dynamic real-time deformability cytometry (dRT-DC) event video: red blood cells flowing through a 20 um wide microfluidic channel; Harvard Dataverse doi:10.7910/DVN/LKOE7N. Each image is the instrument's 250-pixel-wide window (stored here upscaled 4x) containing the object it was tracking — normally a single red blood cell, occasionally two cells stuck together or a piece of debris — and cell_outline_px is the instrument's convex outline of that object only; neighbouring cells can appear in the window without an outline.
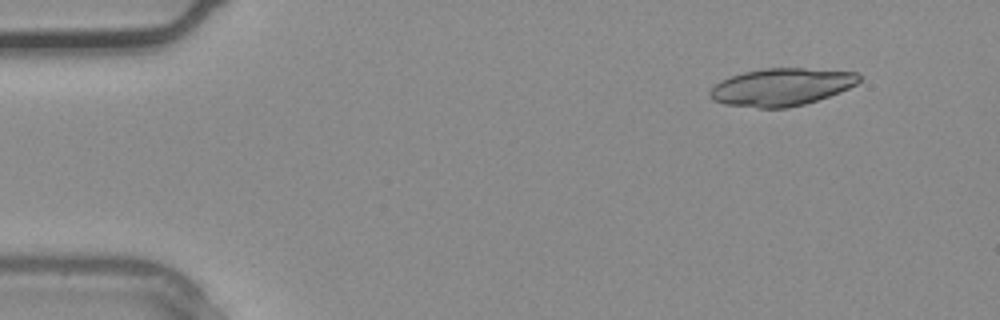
{"species": "common noctule bat (a hibernating species)", "species_latin": "Nyctalus noctula", "temperature_condition": "warm", "stored_images_in_passage": 4, "camera_frame_rate_fps": 3000, "um_per_image_px": 0.085, "animal": {"sex": "male", "body_mass_g": 20.4}, "frame": {"image": 1, "passage_image": 1, "time_ms": 0.0, "image_size_px": [1000, 320], "cell_outline_px": [[860, 80], [856, 84], [840, 92], [804, 104], [788, 108], [760, 108], [724, 104], [712, 100], [708, 96], [708, 92], [720, 80], [744, 72], [764, 68], [804, 68], [856, 72], [860, 76]], "centroid_in_image_um": [66.39, 7.4], "position_along_channel_um": 18.6, "area_um2": 32.54}}
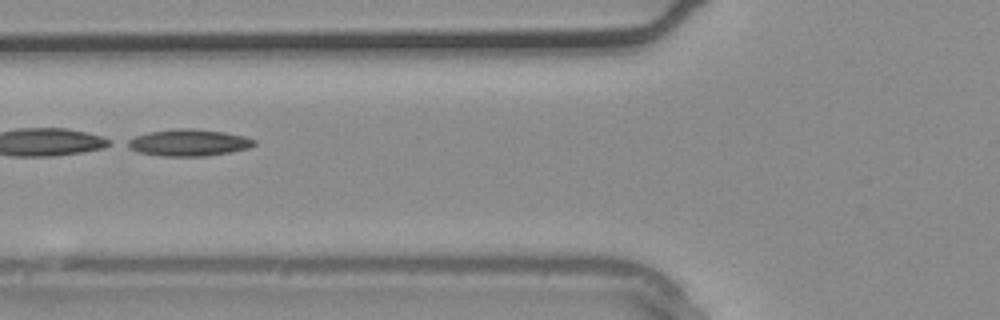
{"frame": {"image": 2, "passage_image": 4, "time_ms": 1.0, "image_size_px": [1000, 320], "cell_outline_px": [[256, 144], [248, 148], [232, 152], [208, 156], [160, 156], [140, 152], [128, 148], [120, 144], [136, 136], [152, 132], [180, 128], [192, 128], [224, 132], [244, 136], [256, 140]], "centroid_in_image_um": [16.03, 12.13], "position_along_channel_um": 109.8, "area_um2": 19.83}}